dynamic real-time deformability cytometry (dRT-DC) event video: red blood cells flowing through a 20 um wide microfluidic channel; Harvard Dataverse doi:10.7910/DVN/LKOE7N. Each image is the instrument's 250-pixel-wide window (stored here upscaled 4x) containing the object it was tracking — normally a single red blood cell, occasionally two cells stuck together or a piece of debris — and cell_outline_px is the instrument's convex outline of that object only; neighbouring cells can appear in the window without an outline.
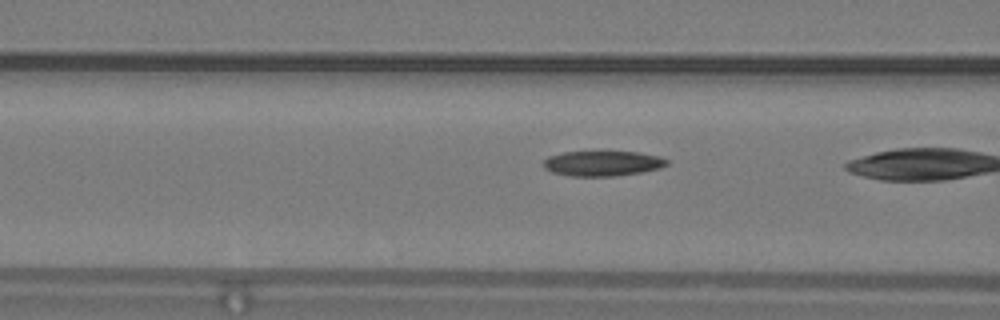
{"species": "common noctule bat (a hibernating species)", "species_latin": "Nyctalus noctula", "temperature_condition": "warm", "stored_images_in_passage": 19, "camera_frame_rate_fps": 3000, "um_per_image_px": 0.085, "animal": {"sex": "male", "body_mass_g": 19.2, "forearm_length_mm": 51.8}, "frame": {"image": 1, "passage_image": 18, "time_ms": 5.667, "image_size_px": [1000, 320], "cell_outline_px": [[668, 164], [660, 168], [640, 172], [616, 176], [568, 176], [552, 172], [544, 168], [544, 160], [548, 156], [564, 152], [636, 152], [660, 156], [668, 160]], "centroid_in_image_um": [51.21, 13.89], "position_along_channel_um": 115.4, "area_um2": 18.03}}